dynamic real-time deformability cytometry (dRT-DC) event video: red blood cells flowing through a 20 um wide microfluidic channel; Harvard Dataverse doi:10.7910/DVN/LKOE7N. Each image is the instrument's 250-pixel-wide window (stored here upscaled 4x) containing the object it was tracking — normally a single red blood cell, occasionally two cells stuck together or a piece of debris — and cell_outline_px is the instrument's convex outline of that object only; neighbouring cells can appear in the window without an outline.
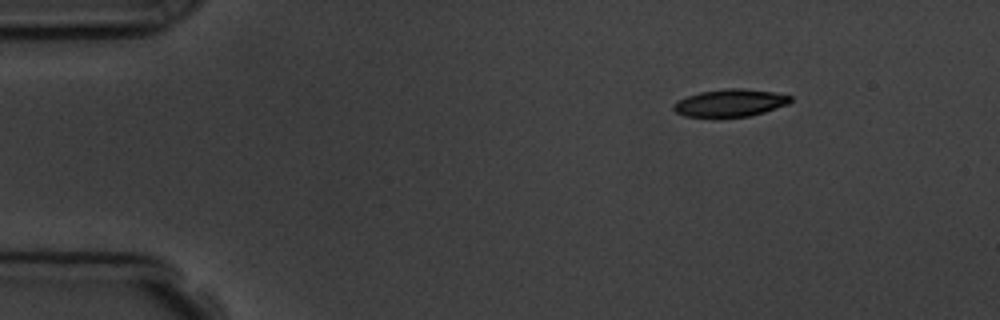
{"species": "common noctule bat (a hibernating species)", "species_latin": "Nyctalus noctula", "temperature_condition": "room temperature", "stored_images_in_passage": 3, "camera_frame_rate_fps": 3000, "um_per_image_px": 0.085, "animal": {"sex": "male", "body_mass_g": 19.5, "forearm_length_mm": 54.6}, "frame": {"image": 1, "passage_image": 1, "time_ms": 0.0, "image_size_px": [1000, 320], "cell_outline_px": [[792, 100], [788, 104], [764, 112], [748, 116], [684, 116], [676, 112], [672, 108], [672, 104], [688, 96], [700, 92], [728, 88], [740, 88], [772, 92], [792, 96]], "centroid_in_image_um": [62.07, 8.74], "position_along_channel_um": 22.9, "area_um2": 18.32}}